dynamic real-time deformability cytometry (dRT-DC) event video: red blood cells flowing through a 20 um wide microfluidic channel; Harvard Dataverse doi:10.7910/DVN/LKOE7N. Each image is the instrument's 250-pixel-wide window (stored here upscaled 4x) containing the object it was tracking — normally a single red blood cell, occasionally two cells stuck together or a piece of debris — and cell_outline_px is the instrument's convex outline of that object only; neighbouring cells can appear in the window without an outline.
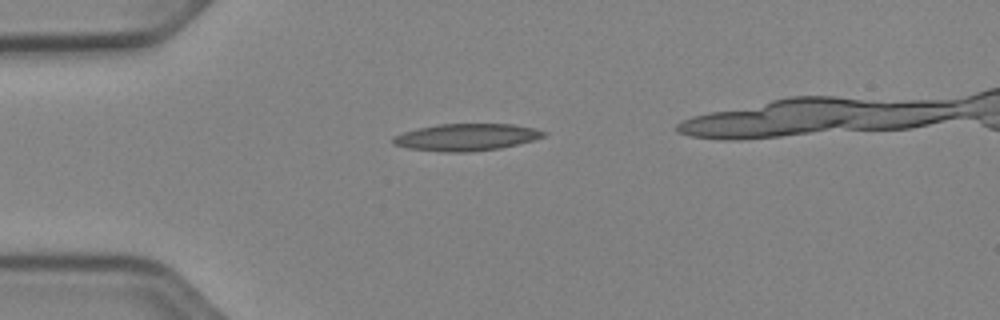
{"species": "Egyptian fruit bat (a non-hibernating species)", "species_latin": "Rousettus aegyptiacus", "temperature_condition": "cold", "stored_images_in_passage": 34, "camera_frame_rate_fps": 3000, "um_per_image_px": 0.085, "animal": {"sex": "female"}, "frame": {"image": 1, "passage_image": 1, "time_ms": 0.0, "image_size_px": [1000, 320], "cell_outline_px": [[548, 132], [544, 136], [532, 140], [500, 148], [464, 152], [444, 152], [408, 148], [392, 144], [392, 136], [416, 128], [436, 124], [512, 124], [532, 128]], "centroid_in_image_um": [39.58, 11.65], "position_along_channel_um": 45.4, "area_um2": 23.58}}
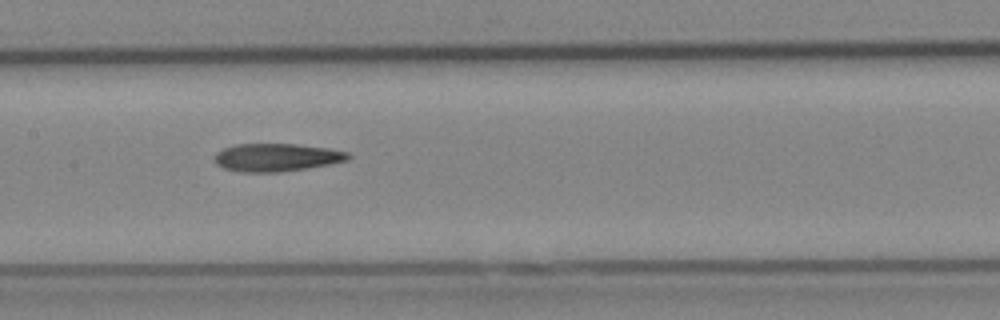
{"frame": {"image": 2, "passage_image": 13, "time_ms": 4.0, "image_size_px": [1000, 320], "cell_outline_px": [[352, 156], [348, 160], [308, 168], [276, 172], [244, 172], [224, 168], [216, 164], [212, 160], [212, 156], [216, 152], [224, 148], [236, 144], [296, 144], [328, 148], [348, 152]], "centroid_in_image_um": [23.47, 13.37], "position_along_channel_um": 183.9, "area_um2": 21.79}}
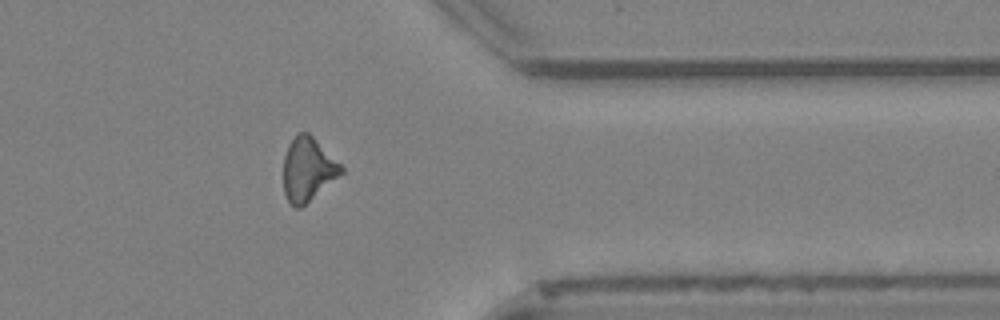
{"frame": {"image": 3, "passage_image": 29, "time_ms": 9.333, "image_size_px": [1000, 320], "cell_outline_px": [[344, 172], [300, 208], [296, 208], [288, 200], [284, 192], [284, 156], [288, 144], [296, 132], [308, 132], [344, 168]], "centroid_in_image_um": [26.15, 14.37], "position_along_channel_um": 385.3, "area_um2": 21.1}, "authors_computed_cell_mechanics": {"area_um2": 21.6172, "velocity_mm_per_s": 3.9867, "shape_relaxation_time_tau1_ms": null, "shape_relaxation_time_tau2_ms": 9.6546, "deformation_change_tau1": null, "deformation_change_tau2": 0.2478}}